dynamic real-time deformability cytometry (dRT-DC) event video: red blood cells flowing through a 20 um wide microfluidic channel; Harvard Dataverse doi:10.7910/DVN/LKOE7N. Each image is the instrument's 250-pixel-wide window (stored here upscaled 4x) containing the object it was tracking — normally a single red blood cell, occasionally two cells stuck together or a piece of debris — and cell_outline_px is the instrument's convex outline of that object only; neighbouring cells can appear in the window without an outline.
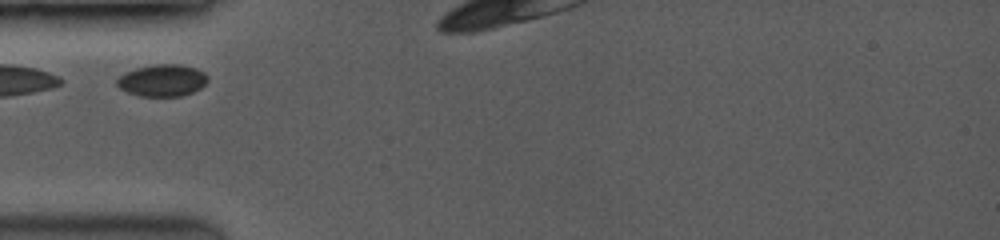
{"species": "common noctule bat (a hibernating species)", "species_latin": "Nyctalus noctula", "temperature_condition": "room temperature", "stored_images_in_passage": 13, "camera_frame_rate_fps": 3500, "um_per_image_px": 0.085, "animal": {"sex": "female", "body_mass_g": 19.0, "forearm_length_mm": 53.3}, "frame": {"image": 1, "passage_image": 1, "time_ms": 0.0, "image_size_px": [1000, 240], "cell_outline_px": [[208, 80], [200, 88], [192, 92], [180, 96], [140, 96], [128, 92], [120, 88], [116, 84], [116, 80], [124, 72], [136, 68], [156, 64], [180, 64], [196, 68], [204, 72], [208, 76]], "centroid_in_image_um": [13.79, 6.82], "position_along_channel_um": 71.2, "area_um2": 16.88}}